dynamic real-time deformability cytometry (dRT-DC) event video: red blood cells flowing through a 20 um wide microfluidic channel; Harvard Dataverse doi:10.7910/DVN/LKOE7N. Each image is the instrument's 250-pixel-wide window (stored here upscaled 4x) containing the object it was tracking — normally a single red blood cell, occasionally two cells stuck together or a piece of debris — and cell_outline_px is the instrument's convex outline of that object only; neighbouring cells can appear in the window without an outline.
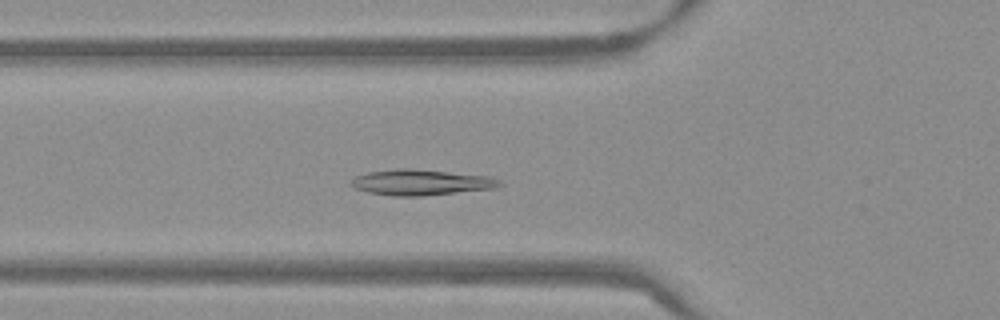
{"species": "Egyptian fruit bat (a non-hibernating species)", "species_latin": "Rousettus aegyptiacus", "temperature_condition": "warm", "stored_images_in_passage": 50, "camera_frame_rate_fps": 3000, "um_per_image_px": 0.085, "frame": {"image": 1, "passage_image": 16, "time_ms": 5.0, "image_size_px": [1000, 320], "cell_outline_px": [[504, 184], [492, 188], [420, 196], [392, 196], [368, 192], [356, 188], [348, 184], [348, 180], [356, 176], [368, 172], [400, 168], [408, 168], [492, 176], [500, 180]], "centroid_in_image_um": [35.74, 15.49], "position_along_channel_um": 90.1, "area_um2": 22.2}}
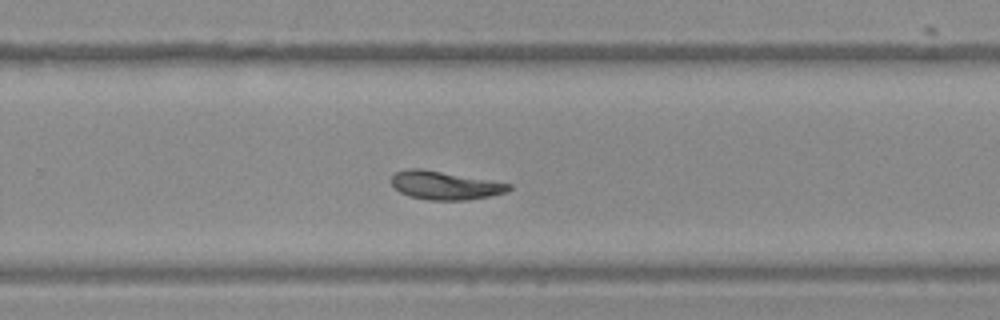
{"frame": {"image": 2, "passage_image": 32, "time_ms": 10.333, "image_size_px": [1000, 320], "cell_outline_px": [[512, 188], [508, 192], [468, 200], [428, 200], [408, 196], [392, 188], [388, 180], [396, 172], [404, 168], [420, 168], [512, 184]], "centroid_in_image_um": [37.74, 15.76], "position_along_channel_um": 292.1, "area_um2": 19.65}}
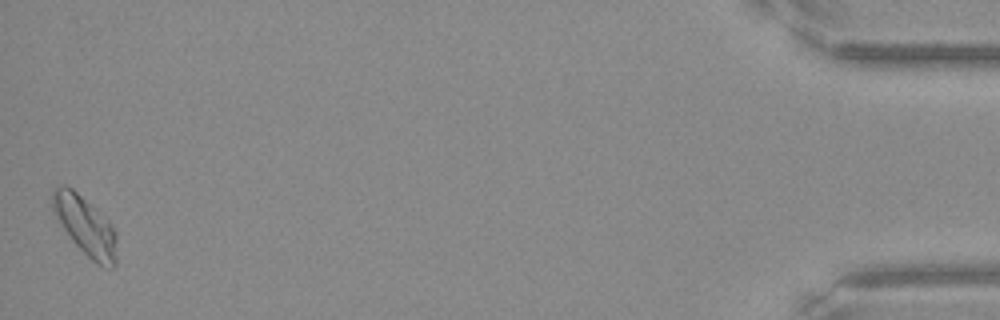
{"frame": {"image": 3, "passage_image": 50, "time_ms": 16.333, "image_size_px": [1000, 320], "cell_outline_px": [[116, 264], [112, 268], [108, 268], [96, 264], [72, 240], [52, 212], [52, 188], [64, 184], [72, 188], [108, 220], [112, 224], [116, 232]], "centroid_in_image_um": [7.25, 19.19], "position_along_channel_um": 428.0, "area_um2": 21.91}, "authors_computed_cell_mechanics": {"area_um2": 20.0855, "velocity_mm_per_s": 3.781, "shape_relaxation_time_tau1_ms": 5.1597, "shape_relaxation_time_tau2_ms": 3.1238, "deformation_change_tau1": 0.1451, "deformation_change_tau2": 0.0618}}